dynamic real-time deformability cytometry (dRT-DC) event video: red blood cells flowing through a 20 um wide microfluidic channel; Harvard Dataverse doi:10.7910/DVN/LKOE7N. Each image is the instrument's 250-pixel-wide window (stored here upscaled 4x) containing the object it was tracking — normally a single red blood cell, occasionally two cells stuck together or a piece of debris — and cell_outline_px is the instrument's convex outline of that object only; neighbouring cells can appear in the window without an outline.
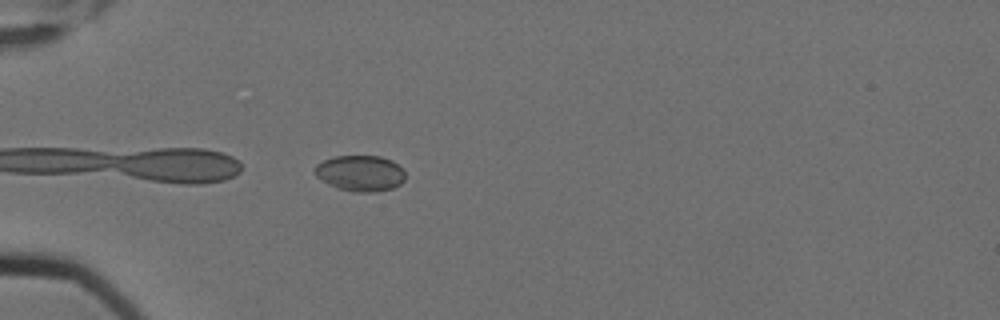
{"species": "Egyptian fruit bat (a non-hibernating species)", "species_latin": "Rousettus aegyptiacus", "temperature_condition": "cold", "stored_images_in_passage": 1, "camera_frame_rate_fps": 3000, "um_per_image_px": 0.085, "animal": {"sex": "female"}, "frame": {"image": 1, "passage_image": 1, "time_ms": 0.0, "image_size_px": [1000, 320], "cell_outline_px": [[404, 180], [400, 184], [392, 188], [376, 192], [352, 192], [336, 188], [328, 184], [316, 176], [312, 168], [316, 164], [324, 160], [336, 156], [380, 156], [392, 160], [404, 168]], "centroid_in_image_um": [30.61, 14.73], "position_along_channel_um": 54.4, "area_um2": 19.19}}